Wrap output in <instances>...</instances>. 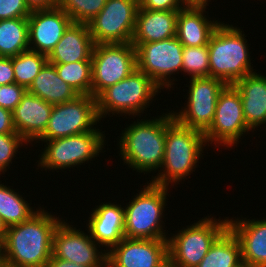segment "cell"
<instances>
[{
    "label": "cell",
    "mask_w": 266,
    "mask_h": 267,
    "mask_svg": "<svg viewBox=\"0 0 266 267\" xmlns=\"http://www.w3.org/2000/svg\"><path fill=\"white\" fill-rule=\"evenodd\" d=\"M206 7H183L178 11L176 38L185 47L208 45L220 21H209ZM205 12V14H204Z\"/></svg>",
    "instance_id": "24"
},
{
    "label": "cell",
    "mask_w": 266,
    "mask_h": 267,
    "mask_svg": "<svg viewBox=\"0 0 266 267\" xmlns=\"http://www.w3.org/2000/svg\"><path fill=\"white\" fill-rule=\"evenodd\" d=\"M182 71L190 78L210 77L208 45L183 46Z\"/></svg>",
    "instance_id": "32"
},
{
    "label": "cell",
    "mask_w": 266,
    "mask_h": 267,
    "mask_svg": "<svg viewBox=\"0 0 266 267\" xmlns=\"http://www.w3.org/2000/svg\"><path fill=\"white\" fill-rule=\"evenodd\" d=\"M107 0H58L61 8L73 23L88 24L103 9Z\"/></svg>",
    "instance_id": "31"
},
{
    "label": "cell",
    "mask_w": 266,
    "mask_h": 267,
    "mask_svg": "<svg viewBox=\"0 0 266 267\" xmlns=\"http://www.w3.org/2000/svg\"><path fill=\"white\" fill-rule=\"evenodd\" d=\"M61 221L40 207L29 220L8 227L2 243L4 267H46Z\"/></svg>",
    "instance_id": "1"
},
{
    "label": "cell",
    "mask_w": 266,
    "mask_h": 267,
    "mask_svg": "<svg viewBox=\"0 0 266 267\" xmlns=\"http://www.w3.org/2000/svg\"><path fill=\"white\" fill-rule=\"evenodd\" d=\"M237 267H250L247 263L242 262Z\"/></svg>",
    "instance_id": "46"
},
{
    "label": "cell",
    "mask_w": 266,
    "mask_h": 267,
    "mask_svg": "<svg viewBox=\"0 0 266 267\" xmlns=\"http://www.w3.org/2000/svg\"><path fill=\"white\" fill-rule=\"evenodd\" d=\"M46 267H87V266L79 265V264L69 262L64 259L55 258L52 256L50 260L48 261V264L46 265Z\"/></svg>",
    "instance_id": "40"
},
{
    "label": "cell",
    "mask_w": 266,
    "mask_h": 267,
    "mask_svg": "<svg viewBox=\"0 0 266 267\" xmlns=\"http://www.w3.org/2000/svg\"><path fill=\"white\" fill-rule=\"evenodd\" d=\"M245 37L232 24L222 22L217 26L208 43L210 77L230 85L255 72Z\"/></svg>",
    "instance_id": "4"
},
{
    "label": "cell",
    "mask_w": 266,
    "mask_h": 267,
    "mask_svg": "<svg viewBox=\"0 0 266 267\" xmlns=\"http://www.w3.org/2000/svg\"><path fill=\"white\" fill-rule=\"evenodd\" d=\"M87 232L80 231L62 219L53 236L52 256L87 267H102L107 257L105 248L98 249L100 246Z\"/></svg>",
    "instance_id": "15"
},
{
    "label": "cell",
    "mask_w": 266,
    "mask_h": 267,
    "mask_svg": "<svg viewBox=\"0 0 266 267\" xmlns=\"http://www.w3.org/2000/svg\"><path fill=\"white\" fill-rule=\"evenodd\" d=\"M139 7L156 11H179L184 6L180 0H138Z\"/></svg>",
    "instance_id": "36"
},
{
    "label": "cell",
    "mask_w": 266,
    "mask_h": 267,
    "mask_svg": "<svg viewBox=\"0 0 266 267\" xmlns=\"http://www.w3.org/2000/svg\"><path fill=\"white\" fill-rule=\"evenodd\" d=\"M7 232V226L4 224L3 220L0 217V241L3 243L5 235Z\"/></svg>",
    "instance_id": "42"
},
{
    "label": "cell",
    "mask_w": 266,
    "mask_h": 267,
    "mask_svg": "<svg viewBox=\"0 0 266 267\" xmlns=\"http://www.w3.org/2000/svg\"><path fill=\"white\" fill-rule=\"evenodd\" d=\"M53 65L59 77L79 95H92V60Z\"/></svg>",
    "instance_id": "29"
},
{
    "label": "cell",
    "mask_w": 266,
    "mask_h": 267,
    "mask_svg": "<svg viewBox=\"0 0 266 267\" xmlns=\"http://www.w3.org/2000/svg\"><path fill=\"white\" fill-rule=\"evenodd\" d=\"M233 85L240 93L247 127L252 131L266 124V76L253 72Z\"/></svg>",
    "instance_id": "22"
},
{
    "label": "cell",
    "mask_w": 266,
    "mask_h": 267,
    "mask_svg": "<svg viewBox=\"0 0 266 267\" xmlns=\"http://www.w3.org/2000/svg\"><path fill=\"white\" fill-rule=\"evenodd\" d=\"M152 118L138 119L127 125L118 141L119 156L124 164L144 174L159 171L164 158L166 113Z\"/></svg>",
    "instance_id": "3"
},
{
    "label": "cell",
    "mask_w": 266,
    "mask_h": 267,
    "mask_svg": "<svg viewBox=\"0 0 266 267\" xmlns=\"http://www.w3.org/2000/svg\"><path fill=\"white\" fill-rule=\"evenodd\" d=\"M94 42L88 24L72 23L47 56L50 64L91 60Z\"/></svg>",
    "instance_id": "21"
},
{
    "label": "cell",
    "mask_w": 266,
    "mask_h": 267,
    "mask_svg": "<svg viewBox=\"0 0 266 267\" xmlns=\"http://www.w3.org/2000/svg\"><path fill=\"white\" fill-rule=\"evenodd\" d=\"M47 62V55L31 50L13 56L12 66L15 83L28 89Z\"/></svg>",
    "instance_id": "30"
},
{
    "label": "cell",
    "mask_w": 266,
    "mask_h": 267,
    "mask_svg": "<svg viewBox=\"0 0 266 267\" xmlns=\"http://www.w3.org/2000/svg\"><path fill=\"white\" fill-rule=\"evenodd\" d=\"M208 217V218H207ZM168 236L169 259L180 267H197L215 240L228 228L224 220L207 216Z\"/></svg>",
    "instance_id": "7"
},
{
    "label": "cell",
    "mask_w": 266,
    "mask_h": 267,
    "mask_svg": "<svg viewBox=\"0 0 266 267\" xmlns=\"http://www.w3.org/2000/svg\"><path fill=\"white\" fill-rule=\"evenodd\" d=\"M16 133L13 116L10 110L0 107V134Z\"/></svg>",
    "instance_id": "38"
},
{
    "label": "cell",
    "mask_w": 266,
    "mask_h": 267,
    "mask_svg": "<svg viewBox=\"0 0 266 267\" xmlns=\"http://www.w3.org/2000/svg\"><path fill=\"white\" fill-rule=\"evenodd\" d=\"M31 10L57 7L58 0H25Z\"/></svg>",
    "instance_id": "39"
},
{
    "label": "cell",
    "mask_w": 266,
    "mask_h": 267,
    "mask_svg": "<svg viewBox=\"0 0 266 267\" xmlns=\"http://www.w3.org/2000/svg\"><path fill=\"white\" fill-rule=\"evenodd\" d=\"M251 130L247 127L238 89L233 84L226 85L220 92L215 116L210 127L204 132L206 143L232 148L241 136Z\"/></svg>",
    "instance_id": "11"
},
{
    "label": "cell",
    "mask_w": 266,
    "mask_h": 267,
    "mask_svg": "<svg viewBox=\"0 0 266 267\" xmlns=\"http://www.w3.org/2000/svg\"><path fill=\"white\" fill-rule=\"evenodd\" d=\"M178 11L138 8L131 44L161 41L176 36Z\"/></svg>",
    "instance_id": "23"
},
{
    "label": "cell",
    "mask_w": 266,
    "mask_h": 267,
    "mask_svg": "<svg viewBox=\"0 0 266 267\" xmlns=\"http://www.w3.org/2000/svg\"><path fill=\"white\" fill-rule=\"evenodd\" d=\"M15 83L12 57H0V85Z\"/></svg>",
    "instance_id": "37"
},
{
    "label": "cell",
    "mask_w": 266,
    "mask_h": 267,
    "mask_svg": "<svg viewBox=\"0 0 266 267\" xmlns=\"http://www.w3.org/2000/svg\"><path fill=\"white\" fill-rule=\"evenodd\" d=\"M132 45L136 49L137 69L149 76L161 89H170L175 84V78L171 79L170 76L182 72L183 45L176 36Z\"/></svg>",
    "instance_id": "10"
},
{
    "label": "cell",
    "mask_w": 266,
    "mask_h": 267,
    "mask_svg": "<svg viewBox=\"0 0 266 267\" xmlns=\"http://www.w3.org/2000/svg\"><path fill=\"white\" fill-rule=\"evenodd\" d=\"M241 263L240 243L227 228L211 245L197 267H237Z\"/></svg>",
    "instance_id": "26"
},
{
    "label": "cell",
    "mask_w": 266,
    "mask_h": 267,
    "mask_svg": "<svg viewBox=\"0 0 266 267\" xmlns=\"http://www.w3.org/2000/svg\"><path fill=\"white\" fill-rule=\"evenodd\" d=\"M99 121L96 98L78 95L70 102L53 105L48 126L38 141L93 131Z\"/></svg>",
    "instance_id": "13"
},
{
    "label": "cell",
    "mask_w": 266,
    "mask_h": 267,
    "mask_svg": "<svg viewBox=\"0 0 266 267\" xmlns=\"http://www.w3.org/2000/svg\"><path fill=\"white\" fill-rule=\"evenodd\" d=\"M169 187L147 182L124 207V235L129 239H168L163 217ZM166 233V234H165Z\"/></svg>",
    "instance_id": "5"
},
{
    "label": "cell",
    "mask_w": 266,
    "mask_h": 267,
    "mask_svg": "<svg viewBox=\"0 0 266 267\" xmlns=\"http://www.w3.org/2000/svg\"><path fill=\"white\" fill-rule=\"evenodd\" d=\"M160 267H180L174 264L169 258Z\"/></svg>",
    "instance_id": "43"
},
{
    "label": "cell",
    "mask_w": 266,
    "mask_h": 267,
    "mask_svg": "<svg viewBox=\"0 0 266 267\" xmlns=\"http://www.w3.org/2000/svg\"><path fill=\"white\" fill-rule=\"evenodd\" d=\"M184 7H206L210 0H180Z\"/></svg>",
    "instance_id": "41"
},
{
    "label": "cell",
    "mask_w": 266,
    "mask_h": 267,
    "mask_svg": "<svg viewBox=\"0 0 266 267\" xmlns=\"http://www.w3.org/2000/svg\"><path fill=\"white\" fill-rule=\"evenodd\" d=\"M86 225L91 238L107 253L124 237V206L110 201L93 208Z\"/></svg>",
    "instance_id": "19"
},
{
    "label": "cell",
    "mask_w": 266,
    "mask_h": 267,
    "mask_svg": "<svg viewBox=\"0 0 266 267\" xmlns=\"http://www.w3.org/2000/svg\"><path fill=\"white\" fill-rule=\"evenodd\" d=\"M26 92L27 89L17 83L0 85V107L12 112Z\"/></svg>",
    "instance_id": "34"
},
{
    "label": "cell",
    "mask_w": 266,
    "mask_h": 267,
    "mask_svg": "<svg viewBox=\"0 0 266 267\" xmlns=\"http://www.w3.org/2000/svg\"><path fill=\"white\" fill-rule=\"evenodd\" d=\"M138 8V0H107L88 23L94 44L130 43Z\"/></svg>",
    "instance_id": "12"
},
{
    "label": "cell",
    "mask_w": 266,
    "mask_h": 267,
    "mask_svg": "<svg viewBox=\"0 0 266 267\" xmlns=\"http://www.w3.org/2000/svg\"><path fill=\"white\" fill-rule=\"evenodd\" d=\"M161 88L144 72L135 69L125 79L104 89L96 97L99 120L107 114L141 116ZM151 101V102H150Z\"/></svg>",
    "instance_id": "6"
},
{
    "label": "cell",
    "mask_w": 266,
    "mask_h": 267,
    "mask_svg": "<svg viewBox=\"0 0 266 267\" xmlns=\"http://www.w3.org/2000/svg\"><path fill=\"white\" fill-rule=\"evenodd\" d=\"M228 228L237 237L242 262L250 267H266V219H228Z\"/></svg>",
    "instance_id": "20"
},
{
    "label": "cell",
    "mask_w": 266,
    "mask_h": 267,
    "mask_svg": "<svg viewBox=\"0 0 266 267\" xmlns=\"http://www.w3.org/2000/svg\"><path fill=\"white\" fill-rule=\"evenodd\" d=\"M27 92L52 105L70 102L79 95L59 77L55 66L48 62L35 77Z\"/></svg>",
    "instance_id": "25"
},
{
    "label": "cell",
    "mask_w": 266,
    "mask_h": 267,
    "mask_svg": "<svg viewBox=\"0 0 266 267\" xmlns=\"http://www.w3.org/2000/svg\"><path fill=\"white\" fill-rule=\"evenodd\" d=\"M27 50L28 18L0 20V57H13Z\"/></svg>",
    "instance_id": "27"
},
{
    "label": "cell",
    "mask_w": 266,
    "mask_h": 267,
    "mask_svg": "<svg viewBox=\"0 0 266 267\" xmlns=\"http://www.w3.org/2000/svg\"><path fill=\"white\" fill-rule=\"evenodd\" d=\"M95 128L93 131L71 135L54 140H41L46 142L38 166L47 170H65L73 166L82 165L91 161L103 152L105 131ZM104 133V134H103Z\"/></svg>",
    "instance_id": "8"
},
{
    "label": "cell",
    "mask_w": 266,
    "mask_h": 267,
    "mask_svg": "<svg viewBox=\"0 0 266 267\" xmlns=\"http://www.w3.org/2000/svg\"><path fill=\"white\" fill-rule=\"evenodd\" d=\"M53 105L36 95L26 92L19 104L12 111L16 133L28 143L37 140L44 134Z\"/></svg>",
    "instance_id": "18"
},
{
    "label": "cell",
    "mask_w": 266,
    "mask_h": 267,
    "mask_svg": "<svg viewBox=\"0 0 266 267\" xmlns=\"http://www.w3.org/2000/svg\"><path fill=\"white\" fill-rule=\"evenodd\" d=\"M118 267H160L168 258V239L123 238L107 252Z\"/></svg>",
    "instance_id": "16"
},
{
    "label": "cell",
    "mask_w": 266,
    "mask_h": 267,
    "mask_svg": "<svg viewBox=\"0 0 266 267\" xmlns=\"http://www.w3.org/2000/svg\"><path fill=\"white\" fill-rule=\"evenodd\" d=\"M186 107L172 112L182 126L205 132L213 122L220 92L227 85L214 77L190 78Z\"/></svg>",
    "instance_id": "14"
},
{
    "label": "cell",
    "mask_w": 266,
    "mask_h": 267,
    "mask_svg": "<svg viewBox=\"0 0 266 267\" xmlns=\"http://www.w3.org/2000/svg\"><path fill=\"white\" fill-rule=\"evenodd\" d=\"M91 60L92 96L95 98L137 69L136 49L131 42L95 44Z\"/></svg>",
    "instance_id": "9"
},
{
    "label": "cell",
    "mask_w": 266,
    "mask_h": 267,
    "mask_svg": "<svg viewBox=\"0 0 266 267\" xmlns=\"http://www.w3.org/2000/svg\"><path fill=\"white\" fill-rule=\"evenodd\" d=\"M205 146L203 132L182 126L174 119L172 111L167 112L162 167L150 182L164 187H169L171 183L172 186L180 184L182 179L195 171Z\"/></svg>",
    "instance_id": "2"
},
{
    "label": "cell",
    "mask_w": 266,
    "mask_h": 267,
    "mask_svg": "<svg viewBox=\"0 0 266 267\" xmlns=\"http://www.w3.org/2000/svg\"><path fill=\"white\" fill-rule=\"evenodd\" d=\"M30 205L15 189L0 183V217L7 228L29 220L38 212Z\"/></svg>",
    "instance_id": "28"
},
{
    "label": "cell",
    "mask_w": 266,
    "mask_h": 267,
    "mask_svg": "<svg viewBox=\"0 0 266 267\" xmlns=\"http://www.w3.org/2000/svg\"><path fill=\"white\" fill-rule=\"evenodd\" d=\"M72 23L58 6L32 10L28 17L29 50L48 56Z\"/></svg>",
    "instance_id": "17"
},
{
    "label": "cell",
    "mask_w": 266,
    "mask_h": 267,
    "mask_svg": "<svg viewBox=\"0 0 266 267\" xmlns=\"http://www.w3.org/2000/svg\"><path fill=\"white\" fill-rule=\"evenodd\" d=\"M0 267H4L3 247H2V242L1 241H0Z\"/></svg>",
    "instance_id": "45"
},
{
    "label": "cell",
    "mask_w": 266,
    "mask_h": 267,
    "mask_svg": "<svg viewBox=\"0 0 266 267\" xmlns=\"http://www.w3.org/2000/svg\"><path fill=\"white\" fill-rule=\"evenodd\" d=\"M25 144L28 145V142L18 133L0 134V175L10 168L9 164L16 157L18 148Z\"/></svg>",
    "instance_id": "33"
},
{
    "label": "cell",
    "mask_w": 266,
    "mask_h": 267,
    "mask_svg": "<svg viewBox=\"0 0 266 267\" xmlns=\"http://www.w3.org/2000/svg\"><path fill=\"white\" fill-rule=\"evenodd\" d=\"M31 11L25 0H0V20L28 18Z\"/></svg>",
    "instance_id": "35"
},
{
    "label": "cell",
    "mask_w": 266,
    "mask_h": 267,
    "mask_svg": "<svg viewBox=\"0 0 266 267\" xmlns=\"http://www.w3.org/2000/svg\"><path fill=\"white\" fill-rule=\"evenodd\" d=\"M102 267H118L113 264L107 257L105 258Z\"/></svg>",
    "instance_id": "44"
}]
</instances>
